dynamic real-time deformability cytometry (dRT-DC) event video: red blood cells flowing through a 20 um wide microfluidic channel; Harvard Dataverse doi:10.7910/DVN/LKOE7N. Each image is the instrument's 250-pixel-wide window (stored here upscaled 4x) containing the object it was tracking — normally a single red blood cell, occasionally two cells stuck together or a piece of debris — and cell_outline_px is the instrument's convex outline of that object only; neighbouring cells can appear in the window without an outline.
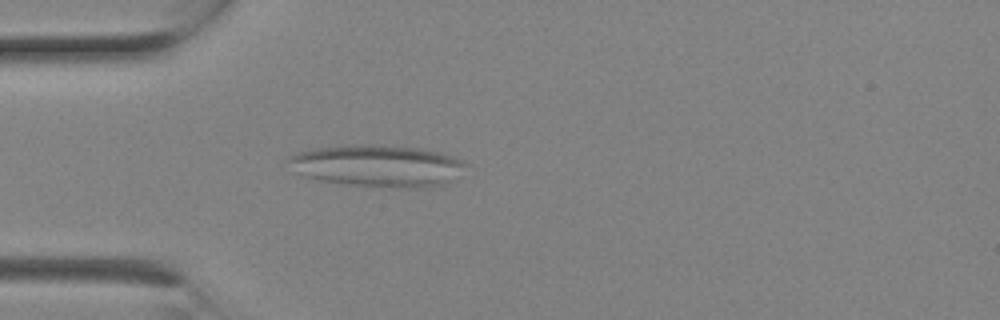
{"species": "Egyptian fruit bat (a non-hibernating species)", "species_latin": "Rousettus aegyptiacus", "temperature_condition": "room temperature", "stored_images_in_passage": 1, "camera_frame_rate_fps": 3000, "um_per_image_px": 0.085, "animal": {"sex": "female"}, "frame": {"image": 1, "passage_image": 1, "time_ms": 0.0, "image_size_px": [1000, 320], "cell_outline_px": [[468, 164], [444, 184], [428, 188], [392, 188], [348, 184], [320, 180], [304, 176], [296, 172], [284, 160], [300, 152], [316, 148], [368, 144], [416, 148], [440, 152], [452, 156]], "centroid_in_image_um": [32.07, 14.11], "position_along_channel_um": 52.9, "area_um2": 42.83}}